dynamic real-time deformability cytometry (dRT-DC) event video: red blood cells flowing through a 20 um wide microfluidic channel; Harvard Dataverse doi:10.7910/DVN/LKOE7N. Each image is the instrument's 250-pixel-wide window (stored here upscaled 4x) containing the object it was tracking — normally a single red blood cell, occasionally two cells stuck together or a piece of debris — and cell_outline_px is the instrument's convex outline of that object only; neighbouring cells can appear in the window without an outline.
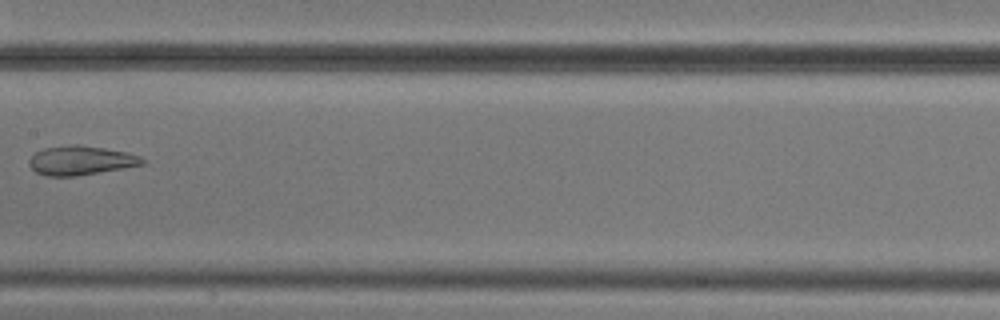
{"species": "common noctule bat (a hibernating species)", "species_latin": "Nyctalus noctula", "temperature_condition": "cold", "stored_images_in_passage": 8, "camera_frame_rate_fps": 3000, "um_per_image_px": 0.085, "animal": {"sex": "male", "body_mass_g": 20.5, "forearm_length_mm": 52.5}, "frame": {"image": 1, "passage_image": 7, "time_ms": 7.667, "image_size_px": [1000, 320], "cell_outline_px": [[148, 160], [144, 164], [76, 176], [48, 176], [36, 172], [28, 164], [28, 160], [36, 152], [44, 148], [68, 144], [76, 144], [104, 148], [128, 152], [140, 156]], "centroid_in_image_um": [6.87, 13.62], "position_along_channel_um": 200.5, "area_um2": 19.25}}
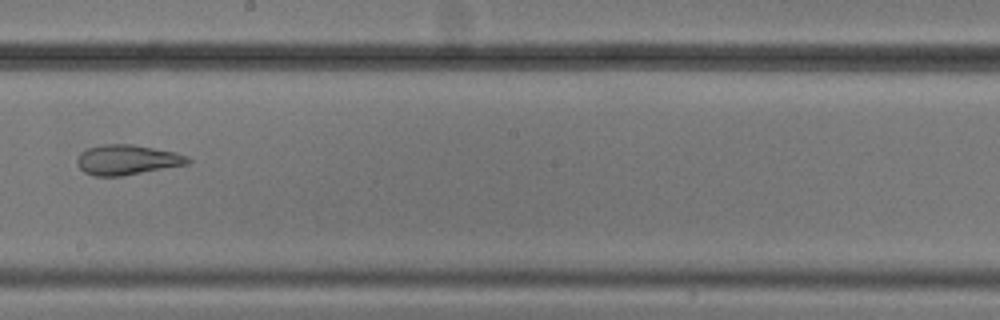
{"frame": {"image": 2, "passage_image": 8, "time_ms": 8.667, "image_size_px": [1000, 320], "cell_outline_px": [[192, 160], [188, 164], [124, 176], [96, 176], [84, 172], [76, 164], [76, 160], [80, 152], [88, 148], [104, 144], [132, 144], [176, 152], [188, 156]], "centroid_in_image_um": [10.81, 13.58], "position_along_channel_um": 237.4, "area_um2": 19.54}}